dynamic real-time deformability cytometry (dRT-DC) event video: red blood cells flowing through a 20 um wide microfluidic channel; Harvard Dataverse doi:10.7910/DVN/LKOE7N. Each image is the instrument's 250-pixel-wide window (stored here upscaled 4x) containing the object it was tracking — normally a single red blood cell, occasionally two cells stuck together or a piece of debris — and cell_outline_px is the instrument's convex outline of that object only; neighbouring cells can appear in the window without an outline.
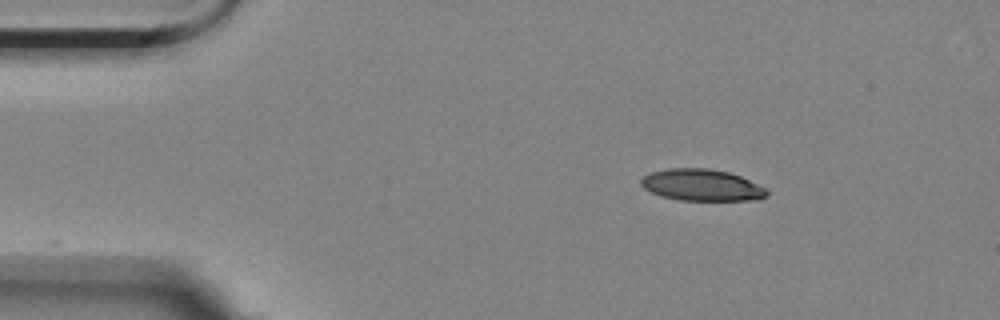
{"species": "Egyptian fruit bat (a non-hibernating species)", "species_latin": "Rousettus aegyptiacus", "temperature_condition": "room temperature", "stored_images_in_passage": 20, "camera_frame_rate_fps": 3000, "um_per_image_px": 0.085, "animal": {"sex": "female"}, "frame": {"image": 1, "passage_image": 1, "time_ms": 0.0, "image_size_px": [1000, 320], "cell_outline_px": [[768, 196], [760, 200], [680, 200], [660, 196], [644, 188], [640, 184], [640, 180], [644, 176], [652, 172], [668, 168], [708, 168], [728, 172], [740, 176], [768, 188]], "centroid_in_image_um": [59.69, 15.73], "position_along_channel_um": 25.3, "area_um2": 23.35}}
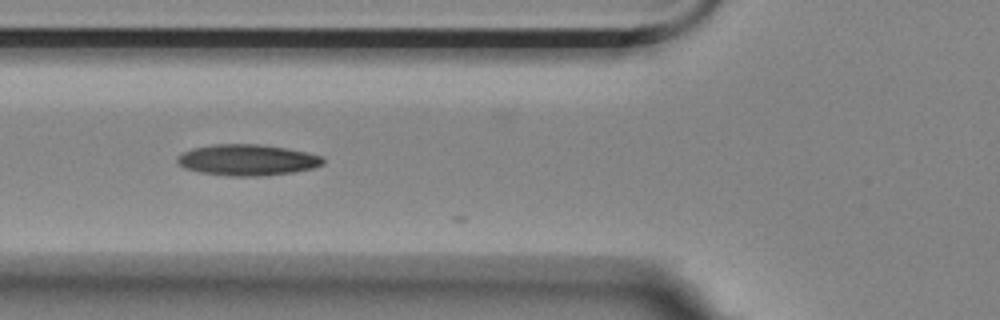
{"frame": {"image": 2, "passage_image": 13, "time_ms": 4.0, "image_size_px": [1000, 320], "cell_outline_px": [[324, 164], [312, 168], [292, 172], [264, 176], [228, 176], [200, 172], [184, 168], [176, 160], [176, 156], [192, 148], [212, 144], [260, 144], [284, 148], [304, 152], [320, 156], [324, 160]], "centroid_in_image_um": [20.98, 13.6], "position_along_channel_um": 104.8, "area_um2": 26.3}}
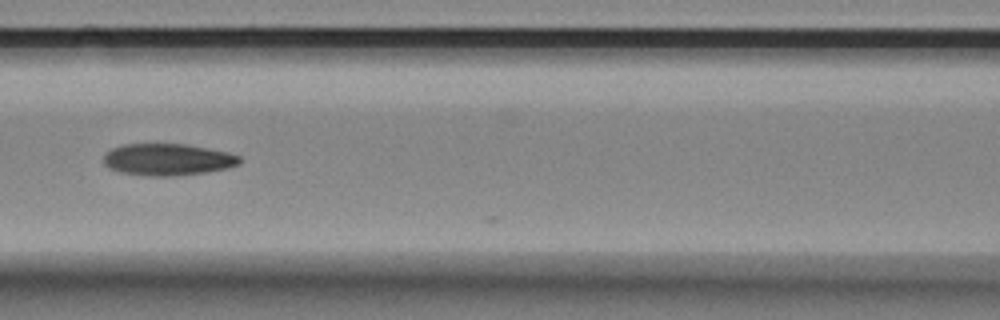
{"frame": {"image": 3, "passage_image": 17, "time_ms": 5.333, "image_size_px": [1000, 320], "cell_outline_px": [[240, 164], [228, 168], [204, 172], [168, 176], [152, 176], [120, 172], [108, 168], [104, 164], [104, 156], [112, 148], [124, 144], [184, 144], [228, 152], [240, 156]], "centroid_in_image_um": [14.25, 13.56], "position_along_channel_um": 152.4, "area_um2": 24.97}}